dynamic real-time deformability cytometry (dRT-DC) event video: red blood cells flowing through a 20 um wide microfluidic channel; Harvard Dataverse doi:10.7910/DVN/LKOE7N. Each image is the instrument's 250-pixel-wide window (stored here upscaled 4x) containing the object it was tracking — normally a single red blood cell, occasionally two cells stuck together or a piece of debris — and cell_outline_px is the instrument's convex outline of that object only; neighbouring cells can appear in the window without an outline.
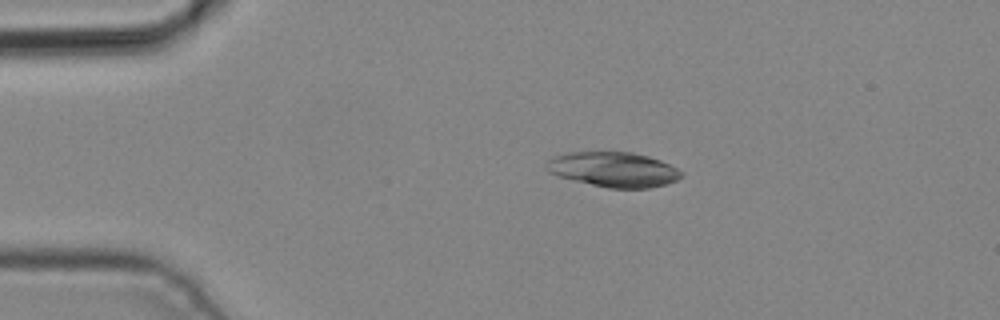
{"species": "common noctule bat (a hibernating species)", "species_latin": "Nyctalus noctula", "temperature_condition": "cold", "stored_images_in_passage": 4, "camera_frame_rate_fps": 3000, "um_per_image_px": 0.085, "animal": {"sex": "male", "body_mass_g": 19.2, "forearm_length_mm": 51.8}, "frame": {"image": 1, "passage_image": 3, "time_ms": 0.667, "image_size_px": [1000, 320], "cell_outline_px": [[684, 176], [676, 180], [664, 184], [648, 188], [608, 188], [556, 176], [548, 172], [544, 168], [544, 164], [548, 160], [556, 156], [568, 152], [632, 152], [648, 156], [660, 160], [684, 172]], "centroid_in_image_um": [52.12, 14.4], "position_along_channel_um": 32.9, "area_um2": 27.51}}